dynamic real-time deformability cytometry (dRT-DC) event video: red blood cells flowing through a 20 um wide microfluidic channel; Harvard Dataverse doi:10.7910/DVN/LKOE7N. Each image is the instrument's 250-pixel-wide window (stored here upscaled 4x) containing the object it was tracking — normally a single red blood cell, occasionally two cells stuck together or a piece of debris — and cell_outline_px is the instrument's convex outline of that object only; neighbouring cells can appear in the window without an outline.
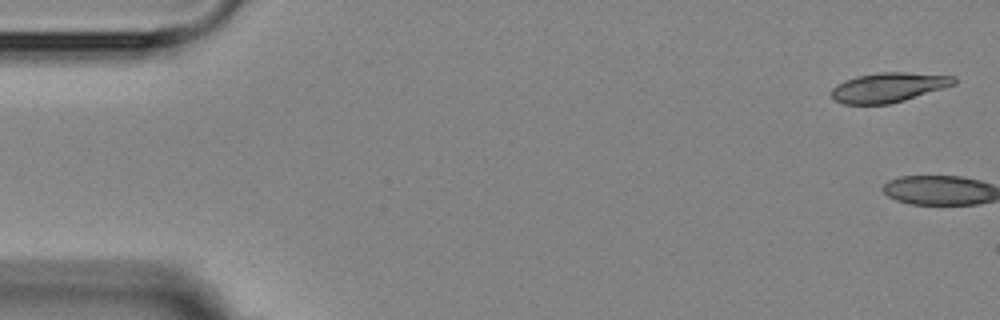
{"species": "Egyptian fruit bat (a non-hibernating species)", "species_latin": "Rousettus aegyptiacus", "temperature_condition": "room temperature", "stored_images_in_passage": 10, "camera_frame_rate_fps": 3000, "um_per_image_px": 0.085, "animal": {"sex": "female"}, "frame": {"image": 1, "passage_image": 1, "time_ms": 0.0, "image_size_px": [1000, 320], "cell_outline_px": [[956, 84], [904, 100], [888, 104], [844, 104], [832, 100], [832, 88], [836, 84], [844, 80], [856, 76], [880, 72], [904, 72], [956, 76]], "centroid_in_image_um": [75.49, 7.42], "position_along_channel_um": 9.5, "area_um2": 21.15}}
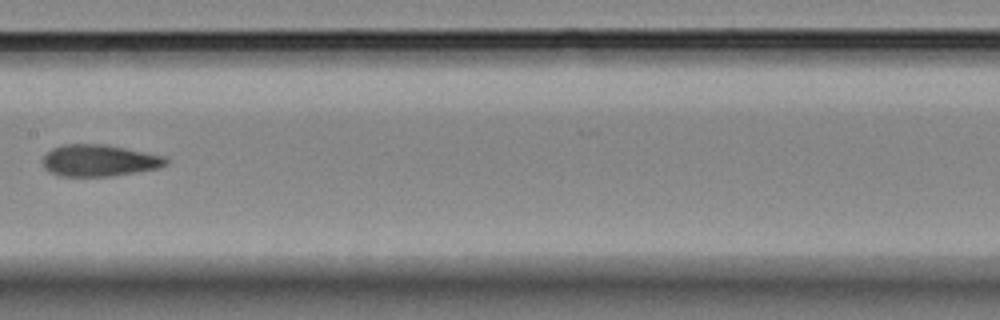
{"frame": {"image": 2, "passage_image": 7, "time_ms": 9.333, "image_size_px": [1000, 320], "cell_outline_px": [[168, 164], [156, 168], [112, 176], [60, 176], [48, 172], [40, 164], [44, 156], [52, 148], [64, 144], [104, 144], [168, 156]], "centroid_in_image_um": [8.41, 13.64], "position_along_channel_um": 199.0, "area_um2": 22.95}}
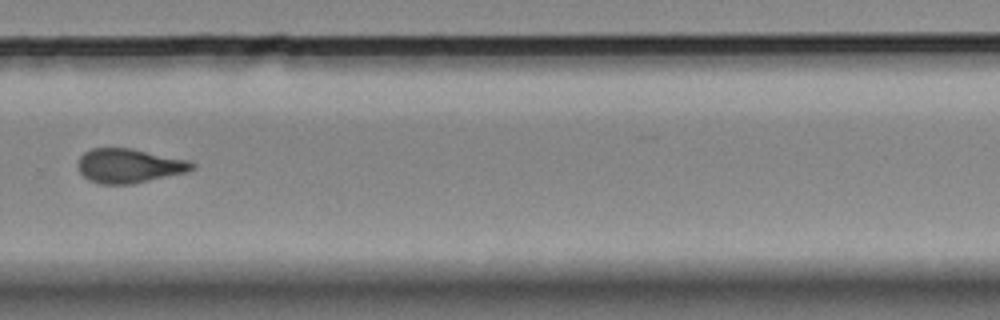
{"frame": {"image": 3, "passage_image": 10, "time_ms": 12.667, "image_size_px": [1000, 320], "cell_outline_px": [[196, 168], [188, 172], [132, 184], [100, 184], [88, 180], [80, 172], [76, 164], [80, 156], [84, 152], [92, 148], [132, 148], [192, 160], [196, 164]], "centroid_in_image_um": [11.01, 14.08], "position_along_channel_um": 318.8, "area_um2": 23.24}}